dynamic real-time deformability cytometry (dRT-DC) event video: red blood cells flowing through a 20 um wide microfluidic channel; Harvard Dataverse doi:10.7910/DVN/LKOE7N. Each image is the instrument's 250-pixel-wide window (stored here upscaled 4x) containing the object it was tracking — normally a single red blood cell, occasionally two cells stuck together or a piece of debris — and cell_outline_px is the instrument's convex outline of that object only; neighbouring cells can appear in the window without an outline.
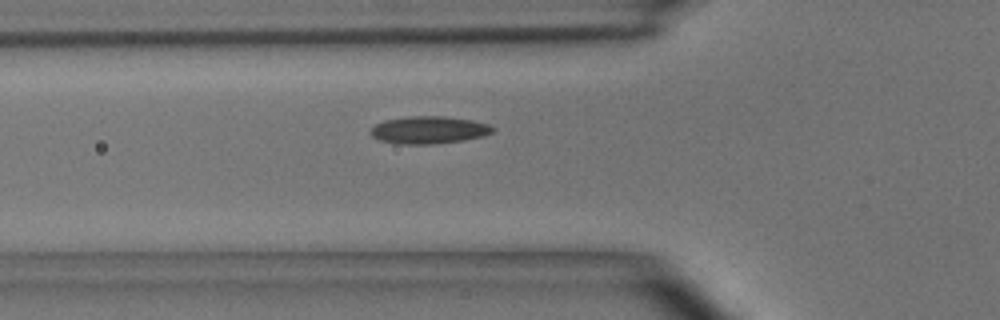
{"species": "common noctule bat (a hibernating species)", "species_latin": "Nyctalus noctula", "temperature_condition": "room temperature", "stored_images_in_passage": 6, "camera_frame_rate_fps": 3000, "um_per_image_px": 0.085, "animal": {"sex": "male", "body_mass_g": 15.6}, "frame": {"image": 1, "passage_image": 6, "time_ms": 1.667, "image_size_px": [1000, 320], "cell_outline_px": [[496, 128], [492, 132], [484, 136], [464, 140], [432, 144], [400, 144], [380, 140], [372, 136], [368, 132], [376, 124], [384, 120], [408, 116], [444, 116], [472, 120], [488, 124]], "centroid_in_image_um": [36.45, 11.04], "position_along_channel_um": 89.3, "area_um2": 19.59}}